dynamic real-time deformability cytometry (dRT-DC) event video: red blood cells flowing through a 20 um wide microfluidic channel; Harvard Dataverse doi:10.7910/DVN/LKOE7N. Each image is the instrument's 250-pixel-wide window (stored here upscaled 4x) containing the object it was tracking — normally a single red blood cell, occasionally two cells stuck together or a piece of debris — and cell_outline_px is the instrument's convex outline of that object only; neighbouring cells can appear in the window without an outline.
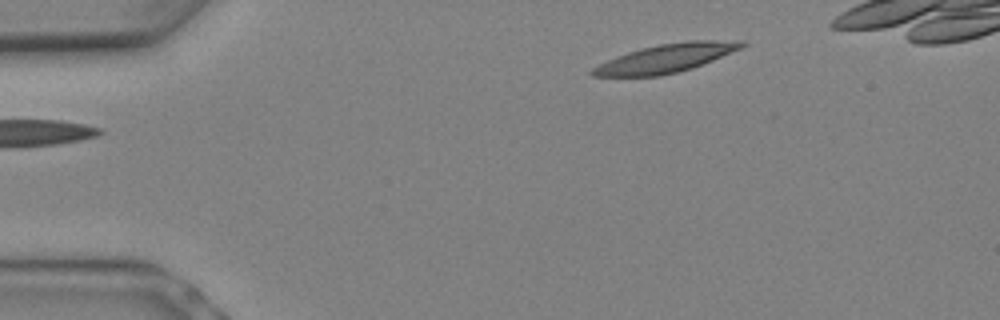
{"species": "Egyptian fruit bat (a non-hibernating species)", "species_latin": "Rousettus aegyptiacus", "temperature_condition": "warm", "stored_images_in_passage": 6, "segment_of_instrument_passage": [2, 2], "camera_frame_rate_fps": 3000, "um_per_image_px": 0.085, "animal": {"sex": "female"}, "frame": {"image": 1, "passage_image": 6, "time_ms": 1.667, "image_size_px": [1000, 320], "cell_outline_px": [[748, 44], [740, 48], [712, 60], [692, 68], [660, 76], [592, 76], [588, 72], [592, 68], [616, 56], [628, 52], [660, 44], [688, 40], [744, 40]], "centroid_in_image_um": [56.61, 4.94], "position_along_channel_um": 28.4, "area_um2": 24.51}}